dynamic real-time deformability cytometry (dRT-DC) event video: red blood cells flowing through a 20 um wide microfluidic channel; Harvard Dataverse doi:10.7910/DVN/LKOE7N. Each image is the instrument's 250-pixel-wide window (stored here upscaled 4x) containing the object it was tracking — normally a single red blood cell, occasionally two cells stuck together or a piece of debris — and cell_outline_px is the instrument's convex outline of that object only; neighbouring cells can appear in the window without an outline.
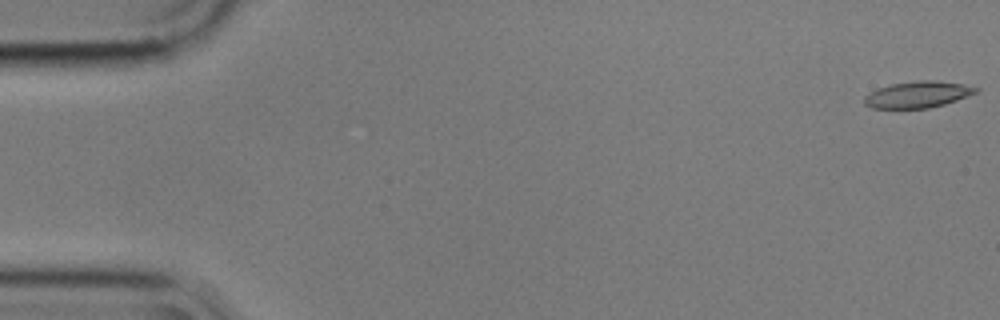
{"species": "common noctule bat (a hibernating species)", "species_latin": "Nyctalus noctula", "temperature_condition": "cold", "stored_images_in_passage": 56, "camera_frame_rate_fps": 3000, "um_per_image_px": 0.085, "animal": {"sex": "male", "body_mass_g": 17.9}, "frame": {"image": 1, "passage_image": 1, "time_ms": 0.0, "image_size_px": [1000, 320], "cell_outline_px": [[980, 88], [976, 92], [956, 100], [944, 104], [928, 108], [872, 108], [864, 104], [864, 96], [876, 88], [892, 84], [916, 80], [936, 80], [964, 84]], "centroid_in_image_um": [77.98, 8.02], "position_along_channel_um": 7.0, "area_um2": 17.17}}
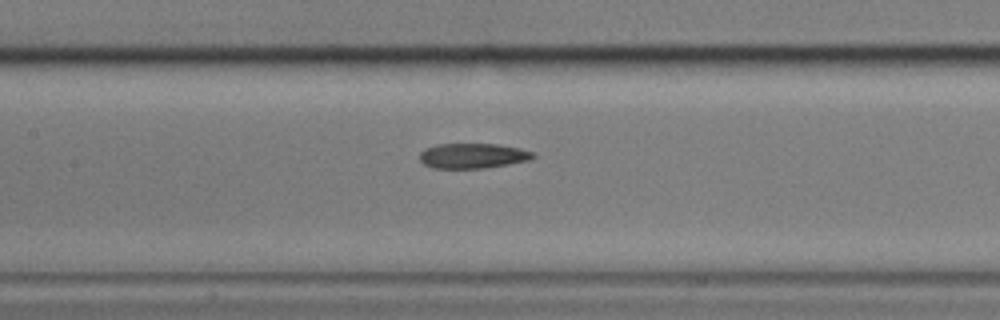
{"frame": {"image": 2, "passage_image": 26, "time_ms": 8.333, "image_size_px": [1000, 320], "cell_outline_px": [[536, 156], [532, 160], [484, 168], [432, 168], [424, 164], [420, 160], [420, 152], [424, 148], [436, 144], [496, 144], [520, 148], [532, 152]], "centroid_in_image_um": [40.18, 13.24], "position_along_channel_um": 167.2, "area_um2": 16.65}}
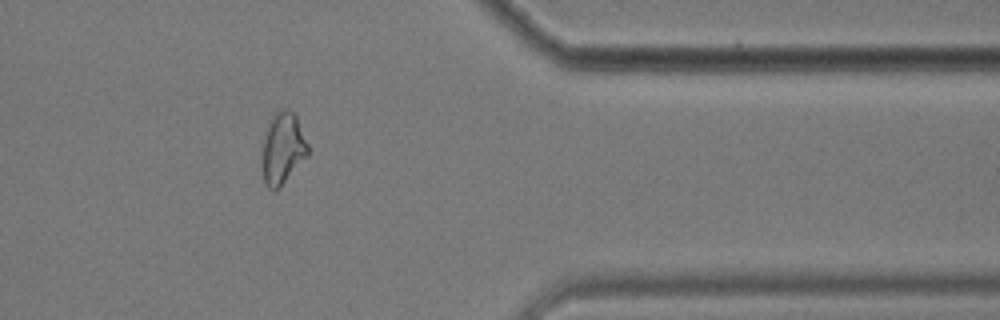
{"frame": {"image": 3, "passage_image": 46, "time_ms": 15.0, "image_size_px": [1000, 320], "cell_outline_px": [[308, 156], [280, 188], [276, 192], [272, 192], [264, 184], [260, 168], [260, 164], [264, 132], [268, 120], [272, 112], [280, 108], [288, 108], [296, 116], [308, 144]], "centroid_in_image_um": [23.97, 12.63], "position_along_channel_um": 387.4, "area_um2": 20.17}, "authors_computed_cell_mechanics": {"area_um2": 17.629, "velocity_mm_per_s": 3.5668, "shape_relaxation_time_tau1_ms": null, "shape_relaxation_time_tau2_ms": 4.734, "deformation_change_tau1": null, "deformation_change_tau2": 0.1047}}